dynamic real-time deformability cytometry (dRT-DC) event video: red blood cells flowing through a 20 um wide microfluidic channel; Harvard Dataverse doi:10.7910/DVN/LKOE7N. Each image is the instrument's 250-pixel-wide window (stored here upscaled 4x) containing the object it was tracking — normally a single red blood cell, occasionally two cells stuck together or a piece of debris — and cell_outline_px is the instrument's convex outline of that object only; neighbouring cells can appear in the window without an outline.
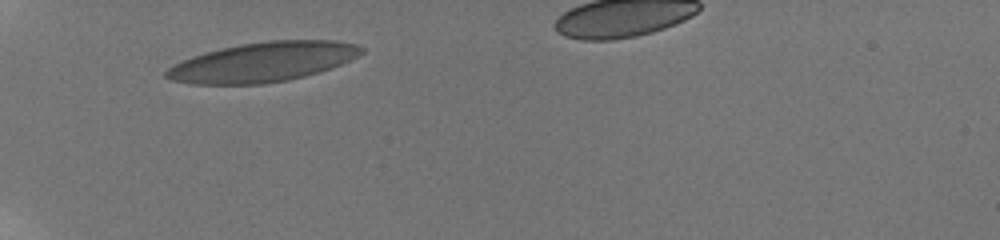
{"species": "human", "species_latin": "Homo sapiens", "temperature_condition": "room temperature", "stored_images_in_passage": 41, "camera_frame_rate_fps": 3000, "um_per_image_px": 0.085, "donor": {"sex": "male"}, "frame": {"image": 1, "passage_image": 1, "time_ms": 0.0, "image_size_px": [1000, 240], "cell_outline_px": [[364, 52], [332, 68], [320, 72], [288, 80], [264, 84], [188, 84], [172, 80], [164, 76], [164, 72], [168, 68], [192, 56], [204, 52], [220, 48], [240, 44], [268, 40], [336, 40], [356, 44], [364, 48]], "centroid_in_image_um": [22.34, 5.27], "position_along_channel_um": 62.7, "area_um2": 45.08}}
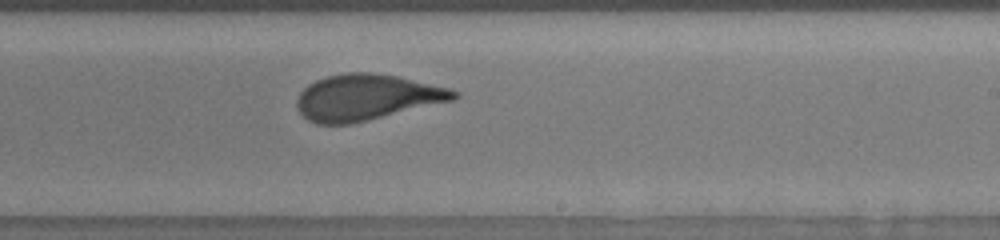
{"frame": {"image": 2, "passage_image": 27, "time_ms": 5.667, "image_size_px": [1000, 240], "cell_outline_px": [[460, 96], [452, 100], [348, 124], [316, 124], [308, 120], [300, 112], [296, 104], [296, 100], [300, 92], [308, 84], [316, 80], [328, 76], [348, 72], [372, 72], [396, 76], [448, 88], [460, 92]], "centroid_in_image_um": [31.11, 8.26], "position_along_channel_um": 257.9, "area_um2": 41.38}}
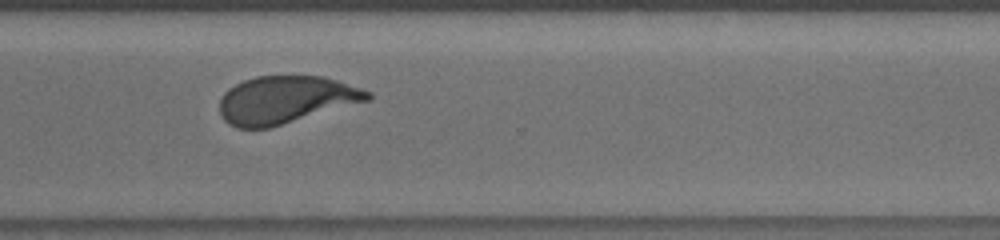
{"frame": {"image": 3, "passage_image": 34, "time_ms": 8.0, "image_size_px": [1000, 240], "cell_outline_px": [[372, 96], [368, 100], [268, 128], [236, 128], [228, 124], [224, 120], [220, 112], [220, 100], [224, 92], [228, 88], [244, 80], [256, 76], [320, 76], [336, 80], [372, 92]], "centroid_in_image_um": [24.23, 8.48], "position_along_channel_um": 346.4, "area_um2": 40.58}, "authors_computed_cell_mechanics": {"area_um2": 42.9454, "velocity_mm_per_s": 3.7946, "shape_relaxation_time_tau1_ms": 4.2673, "shape_relaxation_time_tau2_ms": 0.7588, "deformation_change_tau1": 0.165, "deformation_change_tau2": 0.0684}}